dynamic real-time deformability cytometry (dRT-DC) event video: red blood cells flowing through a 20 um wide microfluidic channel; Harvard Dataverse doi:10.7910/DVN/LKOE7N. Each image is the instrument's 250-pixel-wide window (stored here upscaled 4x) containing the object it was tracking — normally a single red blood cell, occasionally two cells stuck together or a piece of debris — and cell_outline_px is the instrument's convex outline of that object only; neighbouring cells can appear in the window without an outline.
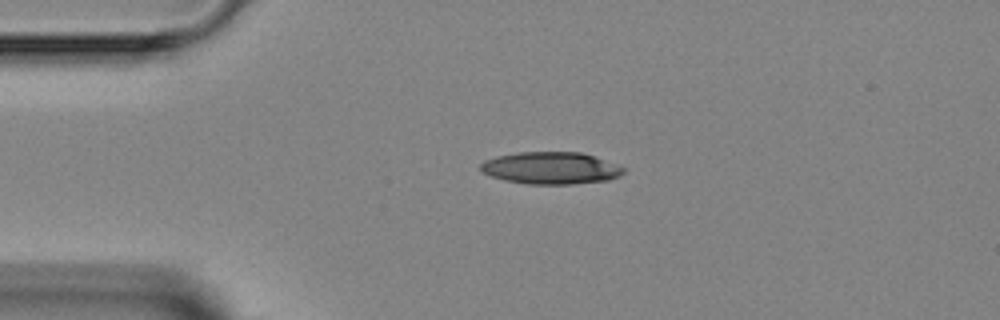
{"species": "Egyptian fruit bat (a non-hibernating species)", "species_latin": "Rousettus aegyptiacus", "temperature_condition": "room temperature", "stored_images_in_passage": 2, "camera_frame_rate_fps": 3000, "um_per_image_px": 0.085, "animal": {"sex": "female"}, "frame": {"image": 1, "passage_image": 1, "time_ms": 0.0, "image_size_px": [1000, 320], "cell_outline_px": [[624, 172], [620, 176], [608, 180], [572, 184], [528, 184], [504, 180], [480, 172], [480, 164], [484, 160], [496, 156], [520, 152], [580, 152], [592, 156], [624, 168]], "centroid_in_image_um": [46.76, 14.29], "position_along_channel_um": 38.2, "area_um2": 26.59}}